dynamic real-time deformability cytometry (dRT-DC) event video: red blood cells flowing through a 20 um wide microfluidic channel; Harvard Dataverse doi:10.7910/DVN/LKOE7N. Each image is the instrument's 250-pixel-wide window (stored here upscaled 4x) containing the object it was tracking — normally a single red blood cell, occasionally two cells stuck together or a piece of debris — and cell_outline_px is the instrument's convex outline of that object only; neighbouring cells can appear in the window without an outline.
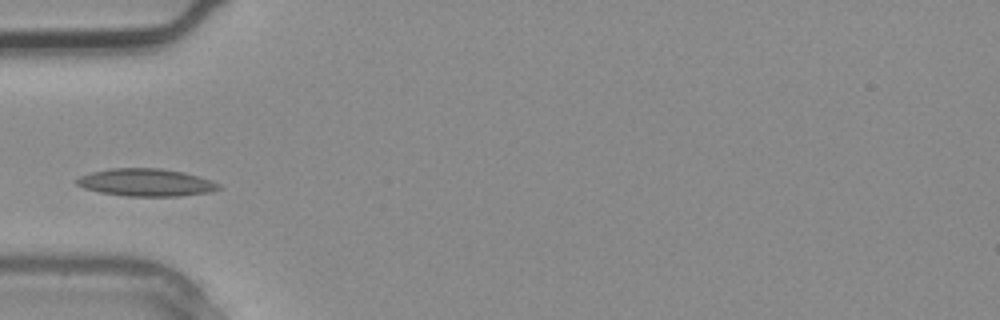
{"species": "common noctule bat (a hibernating species)", "species_latin": "Nyctalus noctula", "temperature_condition": "warm", "stored_images_in_passage": 1, "camera_frame_rate_fps": 3000, "um_per_image_px": 0.085, "animal": {"sex": "male", "body_mass_g": 20.4}, "frame": {"image": 1, "passage_image": 1, "time_ms": 0.0, "image_size_px": [1000, 320], "cell_outline_px": [[224, 188], [208, 192], [180, 196], [124, 196], [100, 192], [84, 188], [76, 184], [76, 180], [80, 176], [92, 172], [108, 168], [160, 168], [184, 172], [212, 180], [220, 184]], "centroid_in_image_um": [12.43, 15.51], "position_along_channel_um": 72.6, "area_um2": 22.89}}